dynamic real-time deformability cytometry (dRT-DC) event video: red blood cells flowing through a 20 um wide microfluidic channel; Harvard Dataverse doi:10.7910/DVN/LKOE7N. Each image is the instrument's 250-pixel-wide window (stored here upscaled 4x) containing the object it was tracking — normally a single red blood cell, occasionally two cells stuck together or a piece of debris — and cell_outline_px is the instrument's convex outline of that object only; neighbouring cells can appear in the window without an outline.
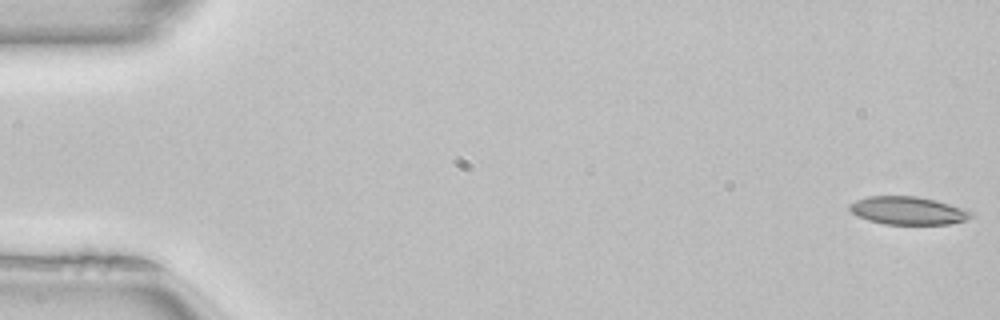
{"species": "common noctule bat (a hibernating species)", "species_latin": "Nyctalus noctula", "temperature_condition": "room temperature", "stored_images_in_passage": 50, "camera_frame_rate_fps": 3000, "um_per_image_px": 0.085, "animal": {"sex": "female", "body_mass_g": 22.7, "forearm_length_mm": 54.2}, "frame": {"image": 1, "passage_image": 1, "time_ms": 0.0, "image_size_px": [1000, 320], "cell_outline_px": [[972, 216], [964, 220], [952, 224], [884, 224], [868, 220], [856, 216], [848, 208], [848, 204], [856, 200], [868, 196], [916, 196], [936, 200], [968, 208], [972, 212]], "centroid_in_image_um": [77.19, 17.89], "position_along_channel_um": 7.8, "area_um2": 20.06}}
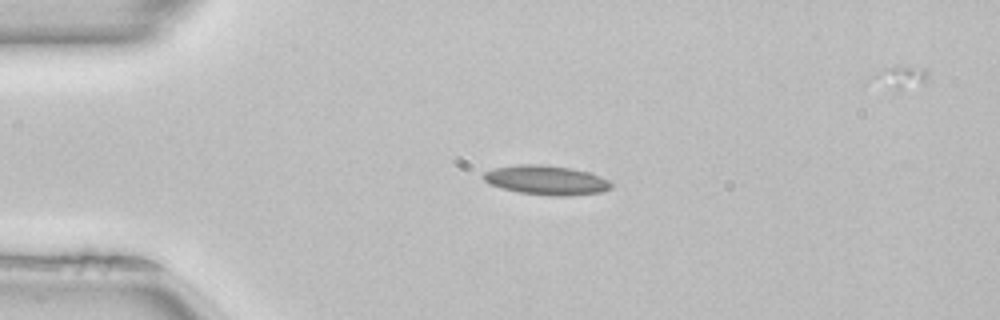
{"frame": {"image": 2, "passage_image": 12, "time_ms": 3.667, "image_size_px": [1000, 320], "cell_outline_px": [[612, 188], [604, 192], [564, 196], [556, 196], [520, 192], [488, 184], [480, 176], [484, 172], [496, 168], [520, 164], [540, 164], [572, 168], [588, 172], [600, 176], [608, 180], [612, 184]], "centroid_in_image_um": [46.45, 15.31], "position_along_channel_um": 38.6, "area_um2": 21.79}}
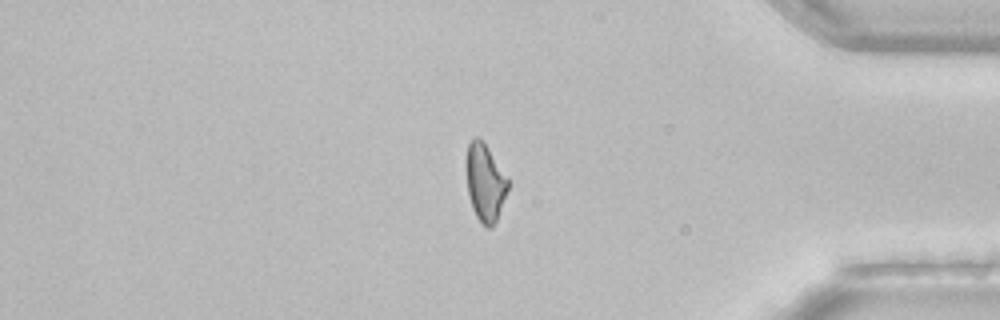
{"frame": {"image": 3, "passage_image": 43, "time_ms": 14.0, "image_size_px": [1000, 320], "cell_outline_px": [[508, 188], [496, 220], [492, 228], [488, 228], [476, 216], [472, 208], [468, 196], [468, 144], [476, 136], [484, 140], [508, 180]], "centroid_in_image_um": [41.24, 15.51], "position_along_channel_um": 394.0, "area_um2": 18.15}}